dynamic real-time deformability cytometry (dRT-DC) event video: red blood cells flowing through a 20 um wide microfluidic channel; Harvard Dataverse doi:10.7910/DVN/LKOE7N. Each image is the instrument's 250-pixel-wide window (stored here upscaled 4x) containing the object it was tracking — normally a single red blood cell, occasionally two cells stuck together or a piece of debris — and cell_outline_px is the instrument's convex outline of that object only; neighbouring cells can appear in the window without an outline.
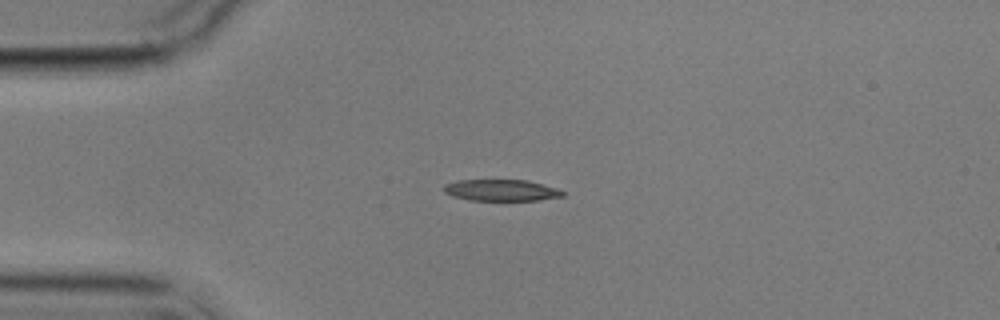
{"species": "common noctule bat (a hibernating species)", "species_latin": "Nyctalus noctula", "temperature_condition": "cold", "stored_images_in_passage": 4, "camera_frame_rate_fps": 3000, "um_per_image_px": 0.085, "animal": {"sex": "male", "body_mass_g": 17.9}, "frame": {"image": 1, "passage_image": 3, "time_ms": 2.333, "image_size_px": [1000, 320], "cell_outline_px": [[564, 196], [540, 200], [468, 200], [452, 196], [444, 192], [444, 184], [456, 180], [528, 180], [556, 188], [564, 192]], "centroid_in_image_um": [42.58, 16.17], "position_along_channel_um": 42.4, "area_um2": 14.85}}